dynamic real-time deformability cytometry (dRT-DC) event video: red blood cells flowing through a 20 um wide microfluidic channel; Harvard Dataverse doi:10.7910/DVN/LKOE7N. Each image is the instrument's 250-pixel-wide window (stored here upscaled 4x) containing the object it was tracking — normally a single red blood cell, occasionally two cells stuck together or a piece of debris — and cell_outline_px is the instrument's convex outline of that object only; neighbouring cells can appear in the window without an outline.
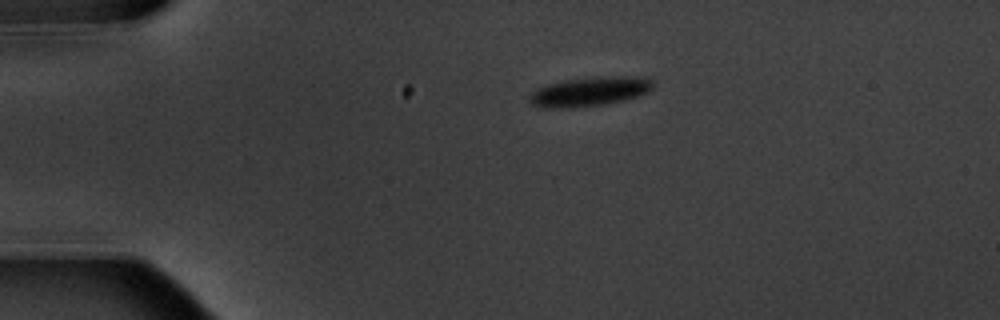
{"species": "common noctule bat (a hibernating species)", "species_latin": "Nyctalus noctula", "temperature_condition": "warm", "stored_images_in_passage": 6, "camera_frame_rate_fps": 3000, "um_per_image_px": 0.085, "animal": {"sex": "male", "body_mass_g": 20.1, "forearm_length_mm": 53.5}, "frame": {"image": 1, "passage_image": 1, "time_ms": 0.0, "image_size_px": [1000, 320], "cell_outline_px": [[652, 88], [636, 96], [624, 100], [604, 104], [572, 108], [544, 108], [532, 104], [528, 100], [528, 96], [536, 88], [544, 84], [564, 80], [596, 76], [636, 76], [652, 80]], "centroid_in_image_um": [50.03, 7.77], "position_along_channel_um": 35.0, "area_um2": 21.21}}
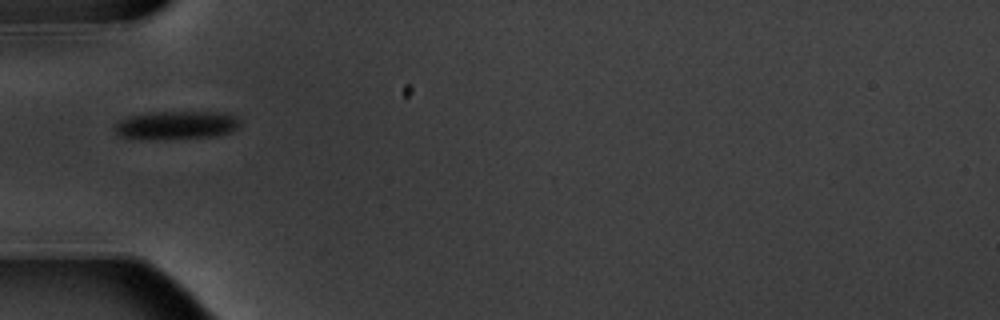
{"frame": {"image": 2, "passage_image": 3, "time_ms": 2.333, "image_size_px": [1000, 320], "cell_outline_px": [[240, 124], [236, 128], [228, 132], [212, 136], [152, 140], [140, 140], [120, 136], [112, 128], [120, 120], [128, 116], [148, 112], [220, 112], [236, 116], [240, 120]], "centroid_in_image_um": [14.91, 10.64], "position_along_channel_um": 70.1, "area_um2": 20.87}}